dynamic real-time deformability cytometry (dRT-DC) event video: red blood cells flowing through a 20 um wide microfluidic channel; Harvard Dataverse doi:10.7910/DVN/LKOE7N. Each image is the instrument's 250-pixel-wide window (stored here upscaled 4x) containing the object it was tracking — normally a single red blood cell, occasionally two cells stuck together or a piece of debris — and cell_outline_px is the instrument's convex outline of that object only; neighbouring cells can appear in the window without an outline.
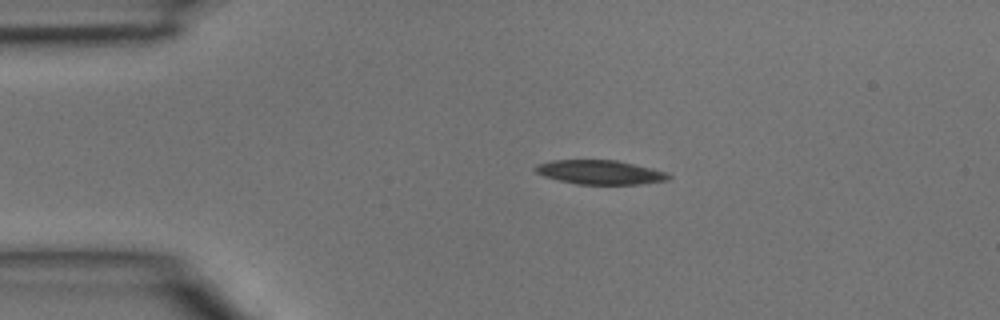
{"species": "common noctule bat (a hibernating species)", "species_latin": "Nyctalus noctula", "temperature_condition": "room temperature", "stored_images_in_passage": 3, "camera_frame_rate_fps": 3000, "um_per_image_px": 0.085, "animal": {"sex": "male", "body_mass_g": 15.6}, "frame": {"image": 1, "passage_image": 2, "time_ms": 0.333, "image_size_px": [1000, 320], "cell_outline_px": [[672, 176], [668, 180], [640, 184], [580, 184], [560, 180], [544, 176], [536, 172], [532, 168], [536, 164], [552, 160], [616, 160], [652, 168], [668, 172]], "centroid_in_image_um": [51.01, 14.63], "position_along_channel_um": 34.0, "area_um2": 18.73}}